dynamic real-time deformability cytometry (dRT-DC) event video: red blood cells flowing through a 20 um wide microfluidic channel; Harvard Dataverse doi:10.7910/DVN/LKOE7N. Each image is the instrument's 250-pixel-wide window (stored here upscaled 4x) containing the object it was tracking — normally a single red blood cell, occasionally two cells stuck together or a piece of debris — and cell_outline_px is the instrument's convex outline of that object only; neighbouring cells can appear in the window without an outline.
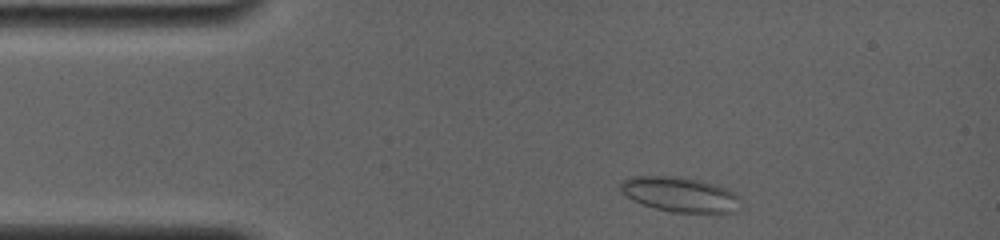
{"species": "common noctule bat (a hibernating species)", "species_latin": "Nyctalus noctula", "temperature_condition": "room temperature", "stored_images_in_passage": 5, "camera_frame_rate_fps": 4000, "um_per_image_px": 0.085, "animal": {"sex": "female", "body_mass_g": 19.0, "forearm_length_mm": 56.7}, "frame": {"image": 1, "passage_image": 2, "time_ms": 0.5, "image_size_px": [1000, 240], "cell_outline_px": [[740, 208], [736, 212], [672, 212], [656, 208], [632, 200], [620, 192], [620, 184], [624, 180], [632, 176], [676, 176], [700, 180], [716, 184], [728, 188], [736, 192], [740, 196]], "centroid_in_image_um": [57.84, 16.52], "position_along_channel_um": 27.2, "area_um2": 24.62}}